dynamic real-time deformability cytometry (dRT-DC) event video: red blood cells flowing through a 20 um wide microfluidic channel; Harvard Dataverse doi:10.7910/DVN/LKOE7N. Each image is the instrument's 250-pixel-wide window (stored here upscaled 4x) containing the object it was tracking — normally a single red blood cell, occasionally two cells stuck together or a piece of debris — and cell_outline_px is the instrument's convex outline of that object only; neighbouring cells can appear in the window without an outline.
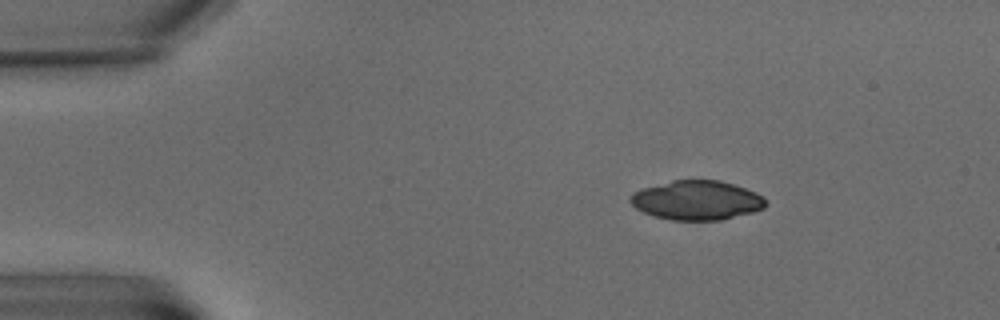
{"species": "common noctule bat (a hibernating species)", "species_latin": "Nyctalus noctula", "temperature_condition": "warm", "stored_images_in_passage": 5, "camera_frame_rate_fps": 3000, "um_per_image_px": 0.085, "animal": {"sex": "male", "body_mass_g": 15.6}, "frame": {"image": 1, "passage_image": 1, "time_ms": 0.0, "image_size_px": [1000, 320], "cell_outline_px": [[764, 208], [752, 212], [720, 220], [672, 220], [652, 216], [636, 208], [628, 200], [632, 192], [640, 188], [672, 180], [720, 180], [756, 192], [764, 196]], "centroid_in_image_um": [59.17, 17.02], "position_along_channel_um": 25.8, "area_um2": 31.04}}